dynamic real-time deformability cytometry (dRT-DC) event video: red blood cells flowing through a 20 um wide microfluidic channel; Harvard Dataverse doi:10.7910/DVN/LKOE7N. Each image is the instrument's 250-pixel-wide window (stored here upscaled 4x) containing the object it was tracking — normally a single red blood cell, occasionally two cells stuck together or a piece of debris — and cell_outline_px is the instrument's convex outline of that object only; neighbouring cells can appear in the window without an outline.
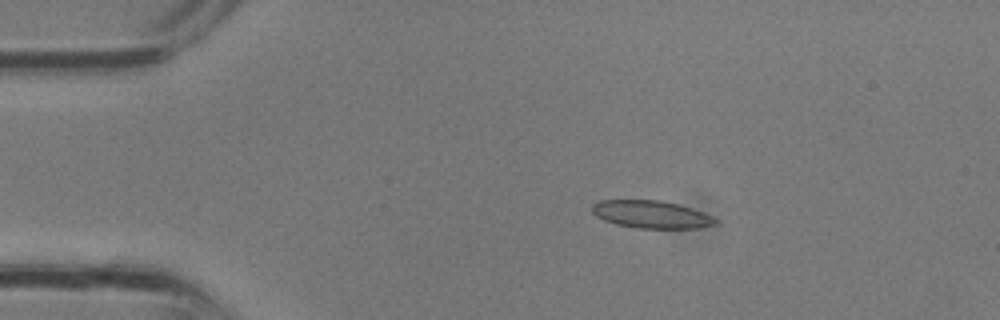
{"species": "common noctule bat (a hibernating species)", "species_latin": "Nyctalus noctula", "temperature_condition": "room temperature", "stored_images_in_passage": 2, "camera_frame_rate_fps": 3000, "um_per_image_px": 0.085, "animal": {"sex": "male", "body_mass_g": 13.3}, "frame": {"image": 1, "passage_image": 1, "time_ms": 0.0, "image_size_px": [1000, 320], "cell_outline_px": [[720, 224], [700, 228], [636, 228], [616, 224], [604, 220], [596, 216], [592, 212], [592, 204], [600, 200], [660, 200], [680, 204], [704, 212], [720, 220]], "centroid_in_image_um": [55.42, 18.23], "position_along_channel_um": 29.6, "area_um2": 20.17}}